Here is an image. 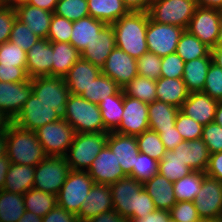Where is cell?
Masks as SVG:
<instances>
[{
	"label": "cell",
	"mask_w": 222,
	"mask_h": 222,
	"mask_svg": "<svg viewBox=\"0 0 222 222\" xmlns=\"http://www.w3.org/2000/svg\"><path fill=\"white\" fill-rule=\"evenodd\" d=\"M148 12L130 11L111 24L115 33L116 47L138 59L148 51L146 30Z\"/></svg>",
	"instance_id": "1"
},
{
	"label": "cell",
	"mask_w": 222,
	"mask_h": 222,
	"mask_svg": "<svg viewBox=\"0 0 222 222\" xmlns=\"http://www.w3.org/2000/svg\"><path fill=\"white\" fill-rule=\"evenodd\" d=\"M6 156L11 163L36 167L46 157L35 131L26 130L11 122L6 130Z\"/></svg>",
	"instance_id": "2"
},
{
	"label": "cell",
	"mask_w": 222,
	"mask_h": 222,
	"mask_svg": "<svg viewBox=\"0 0 222 222\" xmlns=\"http://www.w3.org/2000/svg\"><path fill=\"white\" fill-rule=\"evenodd\" d=\"M62 118L74 128L75 133L109 132L104 127L98 104L80 95L70 94Z\"/></svg>",
	"instance_id": "3"
},
{
	"label": "cell",
	"mask_w": 222,
	"mask_h": 222,
	"mask_svg": "<svg viewBox=\"0 0 222 222\" xmlns=\"http://www.w3.org/2000/svg\"><path fill=\"white\" fill-rule=\"evenodd\" d=\"M108 132L75 133L66 154L71 170L88 171L93 160L106 145Z\"/></svg>",
	"instance_id": "4"
},
{
	"label": "cell",
	"mask_w": 222,
	"mask_h": 222,
	"mask_svg": "<svg viewBox=\"0 0 222 222\" xmlns=\"http://www.w3.org/2000/svg\"><path fill=\"white\" fill-rule=\"evenodd\" d=\"M196 9L195 0H152L148 15L156 23L176 25L187 30Z\"/></svg>",
	"instance_id": "5"
},
{
	"label": "cell",
	"mask_w": 222,
	"mask_h": 222,
	"mask_svg": "<svg viewBox=\"0 0 222 222\" xmlns=\"http://www.w3.org/2000/svg\"><path fill=\"white\" fill-rule=\"evenodd\" d=\"M70 171L66 157L47 156L35 167L33 188L57 196Z\"/></svg>",
	"instance_id": "6"
},
{
	"label": "cell",
	"mask_w": 222,
	"mask_h": 222,
	"mask_svg": "<svg viewBox=\"0 0 222 222\" xmlns=\"http://www.w3.org/2000/svg\"><path fill=\"white\" fill-rule=\"evenodd\" d=\"M94 181L87 171L71 170L57 194V205L78 215Z\"/></svg>",
	"instance_id": "7"
},
{
	"label": "cell",
	"mask_w": 222,
	"mask_h": 222,
	"mask_svg": "<svg viewBox=\"0 0 222 222\" xmlns=\"http://www.w3.org/2000/svg\"><path fill=\"white\" fill-rule=\"evenodd\" d=\"M47 156L65 157L75 136L74 128L63 118L35 130Z\"/></svg>",
	"instance_id": "8"
},
{
	"label": "cell",
	"mask_w": 222,
	"mask_h": 222,
	"mask_svg": "<svg viewBox=\"0 0 222 222\" xmlns=\"http://www.w3.org/2000/svg\"><path fill=\"white\" fill-rule=\"evenodd\" d=\"M194 205L203 222L222 219V182L204 175Z\"/></svg>",
	"instance_id": "9"
},
{
	"label": "cell",
	"mask_w": 222,
	"mask_h": 222,
	"mask_svg": "<svg viewBox=\"0 0 222 222\" xmlns=\"http://www.w3.org/2000/svg\"><path fill=\"white\" fill-rule=\"evenodd\" d=\"M184 30L176 25L156 23L149 18L146 30L148 51L159 57L176 52L177 44Z\"/></svg>",
	"instance_id": "10"
},
{
	"label": "cell",
	"mask_w": 222,
	"mask_h": 222,
	"mask_svg": "<svg viewBox=\"0 0 222 222\" xmlns=\"http://www.w3.org/2000/svg\"><path fill=\"white\" fill-rule=\"evenodd\" d=\"M61 118L62 115L57 110H54L50 105L39 100V98L32 93L25 102L21 112L12 122L23 129L35 131Z\"/></svg>",
	"instance_id": "11"
},
{
	"label": "cell",
	"mask_w": 222,
	"mask_h": 222,
	"mask_svg": "<svg viewBox=\"0 0 222 222\" xmlns=\"http://www.w3.org/2000/svg\"><path fill=\"white\" fill-rule=\"evenodd\" d=\"M32 93L39 100L50 105L63 115L66 103L70 96L69 89L63 77L44 76L32 78Z\"/></svg>",
	"instance_id": "12"
},
{
	"label": "cell",
	"mask_w": 222,
	"mask_h": 222,
	"mask_svg": "<svg viewBox=\"0 0 222 222\" xmlns=\"http://www.w3.org/2000/svg\"><path fill=\"white\" fill-rule=\"evenodd\" d=\"M222 11L197 7L187 30L210 49L217 43Z\"/></svg>",
	"instance_id": "13"
},
{
	"label": "cell",
	"mask_w": 222,
	"mask_h": 222,
	"mask_svg": "<svg viewBox=\"0 0 222 222\" xmlns=\"http://www.w3.org/2000/svg\"><path fill=\"white\" fill-rule=\"evenodd\" d=\"M148 129V103L124 94L122 120L114 131L137 136Z\"/></svg>",
	"instance_id": "14"
},
{
	"label": "cell",
	"mask_w": 222,
	"mask_h": 222,
	"mask_svg": "<svg viewBox=\"0 0 222 222\" xmlns=\"http://www.w3.org/2000/svg\"><path fill=\"white\" fill-rule=\"evenodd\" d=\"M113 209L130 221L133 218V210H136L137 193L143 188L142 183L132 177L119 179L110 184Z\"/></svg>",
	"instance_id": "15"
},
{
	"label": "cell",
	"mask_w": 222,
	"mask_h": 222,
	"mask_svg": "<svg viewBox=\"0 0 222 222\" xmlns=\"http://www.w3.org/2000/svg\"><path fill=\"white\" fill-rule=\"evenodd\" d=\"M101 73L113 79L122 89L137 75V59L115 47L101 69Z\"/></svg>",
	"instance_id": "16"
},
{
	"label": "cell",
	"mask_w": 222,
	"mask_h": 222,
	"mask_svg": "<svg viewBox=\"0 0 222 222\" xmlns=\"http://www.w3.org/2000/svg\"><path fill=\"white\" fill-rule=\"evenodd\" d=\"M31 94L32 81L30 78L25 82L0 81V111L13 121Z\"/></svg>",
	"instance_id": "17"
},
{
	"label": "cell",
	"mask_w": 222,
	"mask_h": 222,
	"mask_svg": "<svg viewBox=\"0 0 222 222\" xmlns=\"http://www.w3.org/2000/svg\"><path fill=\"white\" fill-rule=\"evenodd\" d=\"M95 184L110 185L127 177L122 170L115 154L105 145L88 169Z\"/></svg>",
	"instance_id": "18"
},
{
	"label": "cell",
	"mask_w": 222,
	"mask_h": 222,
	"mask_svg": "<svg viewBox=\"0 0 222 222\" xmlns=\"http://www.w3.org/2000/svg\"><path fill=\"white\" fill-rule=\"evenodd\" d=\"M106 145L115 154L122 170L128 176L140 153L136 136L121 134L115 131L108 132Z\"/></svg>",
	"instance_id": "19"
},
{
	"label": "cell",
	"mask_w": 222,
	"mask_h": 222,
	"mask_svg": "<svg viewBox=\"0 0 222 222\" xmlns=\"http://www.w3.org/2000/svg\"><path fill=\"white\" fill-rule=\"evenodd\" d=\"M26 72L30 79L52 76L53 48L48 39H39L26 52Z\"/></svg>",
	"instance_id": "20"
},
{
	"label": "cell",
	"mask_w": 222,
	"mask_h": 222,
	"mask_svg": "<svg viewBox=\"0 0 222 222\" xmlns=\"http://www.w3.org/2000/svg\"><path fill=\"white\" fill-rule=\"evenodd\" d=\"M218 101L203 92L189 93L180 111L203 126L214 122Z\"/></svg>",
	"instance_id": "21"
},
{
	"label": "cell",
	"mask_w": 222,
	"mask_h": 222,
	"mask_svg": "<svg viewBox=\"0 0 222 222\" xmlns=\"http://www.w3.org/2000/svg\"><path fill=\"white\" fill-rule=\"evenodd\" d=\"M109 210H113L112 194L109 185L94 183L85 201L82 203L77 217L79 222H87L91 218Z\"/></svg>",
	"instance_id": "22"
},
{
	"label": "cell",
	"mask_w": 222,
	"mask_h": 222,
	"mask_svg": "<svg viewBox=\"0 0 222 222\" xmlns=\"http://www.w3.org/2000/svg\"><path fill=\"white\" fill-rule=\"evenodd\" d=\"M116 47L115 33L112 25H106L96 38L81 52V58L102 69L105 61Z\"/></svg>",
	"instance_id": "23"
},
{
	"label": "cell",
	"mask_w": 222,
	"mask_h": 222,
	"mask_svg": "<svg viewBox=\"0 0 222 222\" xmlns=\"http://www.w3.org/2000/svg\"><path fill=\"white\" fill-rule=\"evenodd\" d=\"M172 151L193 171L205 173L210 159V152L202 138L183 141Z\"/></svg>",
	"instance_id": "24"
},
{
	"label": "cell",
	"mask_w": 222,
	"mask_h": 222,
	"mask_svg": "<svg viewBox=\"0 0 222 222\" xmlns=\"http://www.w3.org/2000/svg\"><path fill=\"white\" fill-rule=\"evenodd\" d=\"M101 73L94 64L80 58L63 77L70 94L81 95Z\"/></svg>",
	"instance_id": "25"
},
{
	"label": "cell",
	"mask_w": 222,
	"mask_h": 222,
	"mask_svg": "<svg viewBox=\"0 0 222 222\" xmlns=\"http://www.w3.org/2000/svg\"><path fill=\"white\" fill-rule=\"evenodd\" d=\"M142 185L153 199L157 210L169 211L176 204L173 182L167 180L163 175L158 173Z\"/></svg>",
	"instance_id": "26"
},
{
	"label": "cell",
	"mask_w": 222,
	"mask_h": 222,
	"mask_svg": "<svg viewBox=\"0 0 222 222\" xmlns=\"http://www.w3.org/2000/svg\"><path fill=\"white\" fill-rule=\"evenodd\" d=\"M17 19L26 24L33 34L41 39H47L53 12H48L30 4L16 9Z\"/></svg>",
	"instance_id": "27"
},
{
	"label": "cell",
	"mask_w": 222,
	"mask_h": 222,
	"mask_svg": "<svg viewBox=\"0 0 222 222\" xmlns=\"http://www.w3.org/2000/svg\"><path fill=\"white\" fill-rule=\"evenodd\" d=\"M107 24L91 16L73 21V28L70 37V44L80 53L87 47V44L93 42L99 37L100 31Z\"/></svg>",
	"instance_id": "28"
},
{
	"label": "cell",
	"mask_w": 222,
	"mask_h": 222,
	"mask_svg": "<svg viewBox=\"0 0 222 222\" xmlns=\"http://www.w3.org/2000/svg\"><path fill=\"white\" fill-rule=\"evenodd\" d=\"M35 167L11 163L5 176L4 191L25 194L33 188Z\"/></svg>",
	"instance_id": "29"
},
{
	"label": "cell",
	"mask_w": 222,
	"mask_h": 222,
	"mask_svg": "<svg viewBox=\"0 0 222 222\" xmlns=\"http://www.w3.org/2000/svg\"><path fill=\"white\" fill-rule=\"evenodd\" d=\"M212 62L211 52L206 57L185 62L182 79L189 93L203 92L207 72Z\"/></svg>",
	"instance_id": "30"
},
{
	"label": "cell",
	"mask_w": 222,
	"mask_h": 222,
	"mask_svg": "<svg viewBox=\"0 0 222 222\" xmlns=\"http://www.w3.org/2000/svg\"><path fill=\"white\" fill-rule=\"evenodd\" d=\"M157 100L181 108L189 92L182 78L160 77L156 81Z\"/></svg>",
	"instance_id": "31"
},
{
	"label": "cell",
	"mask_w": 222,
	"mask_h": 222,
	"mask_svg": "<svg viewBox=\"0 0 222 222\" xmlns=\"http://www.w3.org/2000/svg\"><path fill=\"white\" fill-rule=\"evenodd\" d=\"M89 16L111 25L130 11L123 0H87Z\"/></svg>",
	"instance_id": "32"
},
{
	"label": "cell",
	"mask_w": 222,
	"mask_h": 222,
	"mask_svg": "<svg viewBox=\"0 0 222 222\" xmlns=\"http://www.w3.org/2000/svg\"><path fill=\"white\" fill-rule=\"evenodd\" d=\"M52 76L64 77L81 58V53L68 42H52Z\"/></svg>",
	"instance_id": "33"
},
{
	"label": "cell",
	"mask_w": 222,
	"mask_h": 222,
	"mask_svg": "<svg viewBox=\"0 0 222 222\" xmlns=\"http://www.w3.org/2000/svg\"><path fill=\"white\" fill-rule=\"evenodd\" d=\"M179 111L178 107L158 100L148 103L149 129L167 130L173 128Z\"/></svg>",
	"instance_id": "34"
},
{
	"label": "cell",
	"mask_w": 222,
	"mask_h": 222,
	"mask_svg": "<svg viewBox=\"0 0 222 222\" xmlns=\"http://www.w3.org/2000/svg\"><path fill=\"white\" fill-rule=\"evenodd\" d=\"M124 103V92L121 89L116 95L108 96L102 100L98 106L101 111L104 127L109 131H114L122 120Z\"/></svg>",
	"instance_id": "35"
},
{
	"label": "cell",
	"mask_w": 222,
	"mask_h": 222,
	"mask_svg": "<svg viewBox=\"0 0 222 222\" xmlns=\"http://www.w3.org/2000/svg\"><path fill=\"white\" fill-rule=\"evenodd\" d=\"M121 89L113 79L100 73L80 96L91 103L99 104L108 96L116 95Z\"/></svg>",
	"instance_id": "36"
},
{
	"label": "cell",
	"mask_w": 222,
	"mask_h": 222,
	"mask_svg": "<svg viewBox=\"0 0 222 222\" xmlns=\"http://www.w3.org/2000/svg\"><path fill=\"white\" fill-rule=\"evenodd\" d=\"M23 197L25 210L42 218L57 205L56 195L36 188L28 190Z\"/></svg>",
	"instance_id": "37"
},
{
	"label": "cell",
	"mask_w": 222,
	"mask_h": 222,
	"mask_svg": "<svg viewBox=\"0 0 222 222\" xmlns=\"http://www.w3.org/2000/svg\"><path fill=\"white\" fill-rule=\"evenodd\" d=\"M25 211L23 194L0 191V222H17Z\"/></svg>",
	"instance_id": "38"
},
{
	"label": "cell",
	"mask_w": 222,
	"mask_h": 222,
	"mask_svg": "<svg viewBox=\"0 0 222 222\" xmlns=\"http://www.w3.org/2000/svg\"><path fill=\"white\" fill-rule=\"evenodd\" d=\"M210 52L211 49L188 30L182 33L176 49V53L184 62L206 57Z\"/></svg>",
	"instance_id": "39"
},
{
	"label": "cell",
	"mask_w": 222,
	"mask_h": 222,
	"mask_svg": "<svg viewBox=\"0 0 222 222\" xmlns=\"http://www.w3.org/2000/svg\"><path fill=\"white\" fill-rule=\"evenodd\" d=\"M205 173L192 171L185 177L173 182L176 201H194L199 193Z\"/></svg>",
	"instance_id": "40"
},
{
	"label": "cell",
	"mask_w": 222,
	"mask_h": 222,
	"mask_svg": "<svg viewBox=\"0 0 222 222\" xmlns=\"http://www.w3.org/2000/svg\"><path fill=\"white\" fill-rule=\"evenodd\" d=\"M125 95L151 103L157 100L156 81L137 75L129 84L123 88Z\"/></svg>",
	"instance_id": "41"
},
{
	"label": "cell",
	"mask_w": 222,
	"mask_h": 222,
	"mask_svg": "<svg viewBox=\"0 0 222 222\" xmlns=\"http://www.w3.org/2000/svg\"><path fill=\"white\" fill-rule=\"evenodd\" d=\"M192 171L193 170L171 150H166L163 159L159 161V174L172 182L185 177Z\"/></svg>",
	"instance_id": "42"
},
{
	"label": "cell",
	"mask_w": 222,
	"mask_h": 222,
	"mask_svg": "<svg viewBox=\"0 0 222 222\" xmlns=\"http://www.w3.org/2000/svg\"><path fill=\"white\" fill-rule=\"evenodd\" d=\"M138 149L141 153L149 155L151 158L161 161L166 152L160 135L153 130H146L136 136Z\"/></svg>",
	"instance_id": "43"
},
{
	"label": "cell",
	"mask_w": 222,
	"mask_h": 222,
	"mask_svg": "<svg viewBox=\"0 0 222 222\" xmlns=\"http://www.w3.org/2000/svg\"><path fill=\"white\" fill-rule=\"evenodd\" d=\"M158 173L159 161L140 152L136 157L133 170L128 176L135 178L137 181L143 184Z\"/></svg>",
	"instance_id": "44"
},
{
	"label": "cell",
	"mask_w": 222,
	"mask_h": 222,
	"mask_svg": "<svg viewBox=\"0 0 222 222\" xmlns=\"http://www.w3.org/2000/svg\"><path fill=\"white\" fill-rule=\"evenodd\" d=\"M54 14L71 21L89 16L87 0H60L57 2Z\"/></svg>",
	"instance_id": "45"
},
{
	"label": "cell",
	"mask_w": 222,
	"mask_h": 222,
	"mask_svg": "<svg viewBox=\"0 0 222 222\" xmlns=\"http://www.w3.org/2000/svg\"><path fill=\"white\" fill-rule=\"evenodd\" d=\"M175 127L184 141L202 138L204 126L181 111L177 113Z\"/></svg>",
	"instance_id": "46"
},
{
	"label": "cell",
	"mask_w": 222,
	"mask_h": 222,
	"mask_svg": "<svg viewBox=\"0 0 222 222\" xmlns=\"http://www.w3.org/2000/svg\"><path fill=\"white\" fill-rule=\"evenodd\" d=\"M161 59L157 54L147 51L137 59L138 75L157 81L161 77Z\"/></svg>",
	"instance_id": "47"
},
{
	"label": "cell",
	"mask_w": 222,
	"mask_h": 222,
	"mask_svg": "<svg viewBox=\"0 0 222 222\" xmlns=\"http://www.w3.org/2000/svg\"><path fill=\"white\" fill-rule=\"evenodd\" d=\"M40 37L33 34L26 24L22 23L16 18L13 23L9 41L17 44L24 51L28 52L32 45H34Z\"/></svg>",
	"instance_id": "48"
},
{
	"label": "cell",
	"mask_w": 222,
	"mask_h": 222,
	"mask_svg": "<svg viewBox=\"0 0 222 222\" xmlns=\"http://www.w3.org/2000/svg\"><path fill=\"white\" fill-rule=\"evenodd\" d=\"M73 21L53 13L47 39L50 42H70Z\"/></svg>",
	"instance_id": "49"
},
{
	"label": "cell",
	"mask_w": 222,
	"mask_h": 222,
	"mask_svg": "<svg viewBox=\"0 0 222 222\" xmlns=\"http://www.w3.org/2000/svg\"><path fill=\"white\" fill-rule=\"evenodd\" d=\"M26 51L10 41L0 44V64L26 67Z\"/></svg>",
	"instance_id": "50"
},
{
	"label": "cell",
	"mask_w": 222,
	"mask_h": 222,
	"mask_svg": "<svg viewBox=\"0 0 222 222\" xmlns=\"http://www.w3.org/2000/svg\"><path fill=\"white\" fill-rule=\"evenodd\" d=\"M203 93L214 100L222 101V68L213 62L207 72Z\"/></svg>",
	"instance_id": "51"
},
{
	"label": "cell",
	"mask_w": 222,
	"mask_h": 222,
	"mask_svg": "<svg viewBox=\"0 0 222 222\" xmlns=\"http://www.w3.org/2000/svg\"><path fill=\"white\" fill-rule=\"evenodd\" d=\"M171 220L175 222H203L193 201H179L169 210Z\"/></svg>",
	"instance_id": "52"
},
{
	"label": "cell",
	"mask_w": 222,
	"mask_h": 222,
	"mask_svg": "<svg viewBox=\"0 0 222 222\" xmlns=\"http://www.w3.org/2000/svg\"><path fill=\"white\" fill-rule=\"evenodd\" d=\"M202 140L207 145L210 154L222 152V126L215 122L205 125Z\"/></svg>",
	"instance_id": "53"
},
{
	"label": "cell",
	"mask_w": 222,
	"mask_h": 222,
	"mask_svg": "<svg viewBox=\"0 0 222 222\" xmlns=\"http://www.w3.org/2000/svg\"><path fill=\"white\" fill-rule=\"evenodd\" d=\"M185 62L176 53L168 54L161 59V77L182 78Z\"/></svg>",
	"instance_id": "54"
},
{
	"label": "cell",
	"mask_w": 222,
	"mask_h": 222,
	"mask_svg": "<svg viewBox=\"0 0 222 222\" xmlns=\"http://www.w3.org/2000/svg\"><path fill=\"white\" fill-rule=\"evenodd\" d=\"M17 18L15 9L3 6L0 9V44L9 41L12 26Z\"/></svg>",
	"instance_id": "55"
},
{
	"label": "cell",
	"mask_w": 222,
	"mask_h": 222,
	"mask_svg": "<svg viewBox=\"0 0 222 222\" xmlns=\"http://www.w3.org/2000/svg\"><path fill=\"white\" fill-rule=\"evenodd\" d=\"M29 79L26 67H16L13 65L0 64V81L1 82H25Z\"/></svg>",
	"instance_id": "56"
},
{
	"label": "cell",
	"mask_w": 222,
	"mask_h": 222,
	"mask_svg": "<svg viewBox=\"0 0 222 222\" xmlns=\"http://www.w3.org/2000/svg\"><path fill=\"white\" fill-rule=\"evenodd\" d=\"M156 210L153 199L142 188L137 193L136 210H133V218L144 217L146 214Z\"/></svg>",
	"instance_id": "57"
},
{
	"label": "cell",
	"mask_w": 222,
	"mask_h": 222,
	"mask_svg": "<svg viewBox=\"0 0 222 222\" xmlns=\"http://www.w3.org/2000/svg\"><path fill=\"white\" fill-rule=\"evenodd\" d=\"M42 222H79V220L76 214L56 205L42 218Z\"/></svg>",
	"instance_id": "58"
},
{
	"label": "cell",
	"mask_w": 222,
	"mask_h": 222,
	"mask_svg": "<svg viewBox=\"0 0 222 222\" xmlns=\"http://www.w3.org/2000/svg\"><path fill=\"white\" fill-rule=\"evenodd\" d=\"M160 135V139L165 146L166 150H173L179 143L183 142L182 136L174 126L167 130H153Z\"/></svg>",
	"instance_id": "59"
},
{
	"label": "cell",
	"mask_w": 222,
	"mask_h": 222,
	"mask_svg": "<svg viewBox=\"0 0 222 222\" xmlns=\"http://www.w3.org/2000/svg\"><path fill=\"white\" fill-rule=\"evenodd\" d=\"M205 175L222 182V152L210 154Z\"/></svg>",
	"instance_id": "60"
},
{
	"label": "cell",
	"mask_w": 222,
	"mask_h": 222,
	"mask_svg": "<svg viewBox=\"0 0 222 222\" xmlns=\"http://www.w3.org/2000/svg\"><path fill=\"white\" fill-rule=\"evenodd\" d=\"M170 212L164 210H155L152 213L146 214L144 217L132 218L130 222H169Z\"/></svg>",
	"instance_id": "61"
},
{
	"label": "cell",
	"mask_w": 222,
	"mask_h": 222,
	"mask_svg": "<svg viewBox=\"0 0 222 222\" xmlns=\"http://www.w3.org/2000/svg\"><path fill=\"white\" fill-rule=\"evenodd\" d=\"M87 222H130L128 218L121 216L114 209L103 212Z\"/></svg>",
	"instance_id": "62"
},
{
	"label": "cell",
	"mask_w": 222,
	"mask_h": 222,
	"mask_svg": "<svg viewBox=\"0 0 222 222\" xmlns=\"http://www.w3.org/2000/svg\"><path fill=\"white\" fill-rule=\"evenodd\" d=\"M129 11L148 12L152 0H123Z\"/></svg>",
	"instance_id": "63"
},
{
	"label": "cell",
	"mask_w": 222,
	"mask_h": 222,
	"mask_svg": "<svg viewBox=\"0 0 222 222\" xmlns=\"http://www.w3.org/2000/svg\"><path fill=\"white\" fill-rule=\"evenodd\" d=\"M57 2L58 0H29L28 4L54 13Z\"/></svg>",
	"instance_id": "64"
},
{
	"label": "cell",
	"mask_w": 222,
	"mask_h": 222,
	"mask_svg": "<svg viewBox=\"0 0 222 222\" xmlns=\"http://www.w3.org/2000/svg\"><path fill=\"white\" fill-rule=\"evenodd\" d=\"M11 162L6 155L0 156V191L4 189L5 176Z\"/></svg>",
	"instance_id": "65"
},
{
	"label": "cell",
	"mask_w": 222,
	"mask_h": 222,
	"mask_svg": "<svg viewBox=\"0 0 222 222\" xmlns=\"http://www.w3.org/2000/svg\"><path fill=\"white\" fill-rule=\"evenodd\" d=\"M197 7L217 9L222 11V0H195Z\"/></svg>",
	"instance_id": "66"
},
{
	"label": "cell",
	"mask_w": 222,
	"mask_h": 222,
	"mask_svg": "<svg viewBox=\"0 0 222 222\" xmlns=\"http://www.w3.org/2000/svg\"><path fill=\"white\" fill-rule=\"evenodd\" d=\"M212 61L222 68V47H214L211 49Z\"/></svg>",
	"instance_id": "67"
},
{
	"label": "cell",
	"mask_w": 222,
	"mask_h": 222,
	"mask_svg": "<svg viewBox=\"0 0 222 222\" xmlns=\"http://www.w3.org/2000/svg\"><path fill=\"white\" fill-rule=\"evenodd\" d=\"M17 222H42V217H39L30 211H25L23 216Z\"/></svg>",
	"instance_id": "68"
},
{
	"label": "cell",
	"mask_w": 222,
	"mask_h": 222,
	"mask_svg": "<svg viewBox=\"0 0 222 222\" xmlns=\"http://www.w3.org/2000/svg\"><path fill=\"white\" fill-rule=\"evenodd\" d=\"M5 7H10L11 9H17L22 5L29 3V0H2Z\"/></svg>",
	"instance_id": "69"
},
{
	"label": "cell",
	"mask_w": 222,
	"mask_h": 222,
	"mask_svg": "<svg viewBox=\"0 0 222 222\" xmlns=\"http://www.w3.org/2000/svg\"><path fill=\"white\" fill-rule=\"evenodd\" d=\"M11 122L10 118L0 111V133L6 132Z\"/></svg>",
	"instance_id": "70"
},
{
	"label": "cell",
	"mask_w": 222,
	"mask_h": 222,
	"mask_svg": "<svg viewBox=\"0 0 222 222\" xmlns=\"http://www.w3.org/2000/svg\"><path fill=\"white\" fill-rule=\"evenodd\" d=\"M214 122L222 126V101H218Z\"/></svg>",
	"instance_id": "71"
},
{
	"label": "cell",
	"mask_w": 222,
	"mask_h": 222,
	"mask_svg": "<svg viewBox=\"0 0 222 222\" xmlns=\"http://www.w3.org/2000/svg\"><path fill=\"white\" fill-rule=\"evenodd\" d=\"M7 139L6 132L0 133V156L6 155Z\"/></svg>",
	"instance_id": "72"
},
{
	"label": "cell",
	"mask_w": 222,
	"mask_h": 222,
	"mask_svg": "<svg viewBox=\"0 0 222 222\" xmlns=\"http://www.w3.org/2000/svg\"><path fill=\"white\" fill-rule=\"evenodd\" d=\"M215 47H222V18L220 21L219 33H218L217 43Z\"/></svg>",
	"instance_id": "73"
},
{
	"label": "cell",
	"mask_w": 222,
	"mask_h": 222,
	"mask_svg": "<svg viewBox=\"0 0 222 222\" xmlns=\"http://www.w3.org/2000/svg\"><path fill=\"white\" fill-rule=\"evenodd\" d=\"M3 6H4V5H3V1L0 0V9H1Z\"/></svg>",
	"instance_id": "74"
},
{
	"label": "cell",
	"mask_w": 222,
	"mask_h": 222,
	"mask_svg": "<svg viewBox=\"0 0 222 222\" xmlns=\"http://www.w3.org/2000/svg\"><path fill=\"white\" fill-rule=\"evenodd\" d=\"M214 222H222V219H219V220H217V221H214Z\"/></svg>",
	"instance_id": "75"
}]
</instances>
